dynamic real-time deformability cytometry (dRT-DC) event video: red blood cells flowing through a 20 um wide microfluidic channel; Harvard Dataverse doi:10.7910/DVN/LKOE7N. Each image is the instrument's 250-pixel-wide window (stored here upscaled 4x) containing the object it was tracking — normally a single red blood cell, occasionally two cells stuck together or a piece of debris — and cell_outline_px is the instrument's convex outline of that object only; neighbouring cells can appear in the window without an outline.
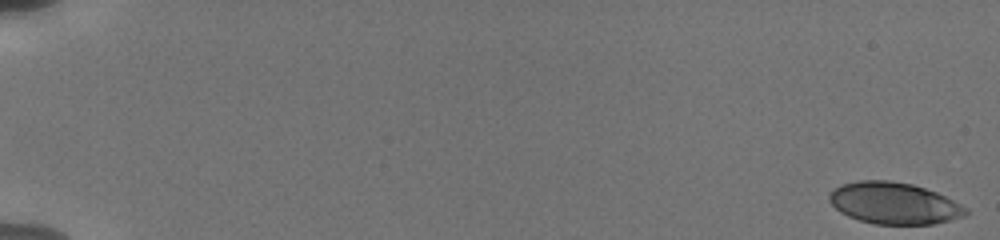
{"species": "human", "species_latin": "Homo sapiens", "temperature_condition": "cold", "stored_images_in_passage": 29, "camera_frame_rate_fps": 3000, "um_per_image_px": 0.085, "donor": {"sex": "male"}, "frame": {"image": 1, "passage_image": 1, "time_ms": 0.0, "image_size_px": [1000, 240], "cell_outline_px": [[968, 212], [964, 216], [932, 224], [876, 224], [860, 220], [848, 216], [840, 212], [828, 200], [828, 196], [836, 188], [844, 184], [860, 180], [888, 180], [912, 184], [936, 192], [968, 208]], "centroid_in_image_um": [75.99, 17.27], "position_along_channel_um": 9.0, "area_um2": 32.77}}
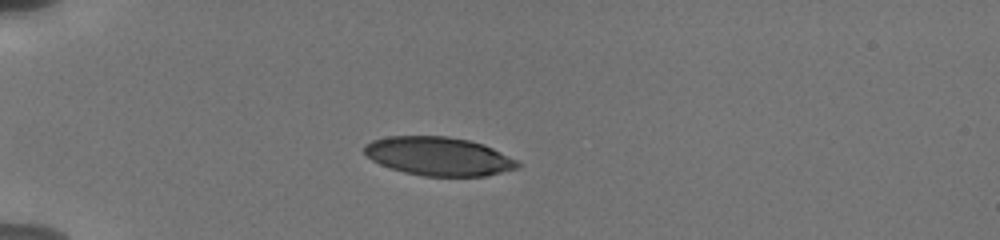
{"frame": {"image": 2, "passage_image": 17, "time_ms": 5.333, "image_size_px": [1000, 240], "cell_outline_px": [[520, 168], [484, 176], [424, 176], [404, 172], [380, 164], [372, 160], [364, 152], [364, 144], [372, 140], [388, 136], [448, 136], [468, 140], [484, 144], [516, 160], [520, 164]], "centroid_in_image_um": [37.28, 13.28], "position_along_channel_um": 47.7, "area_um2": 34.39}}
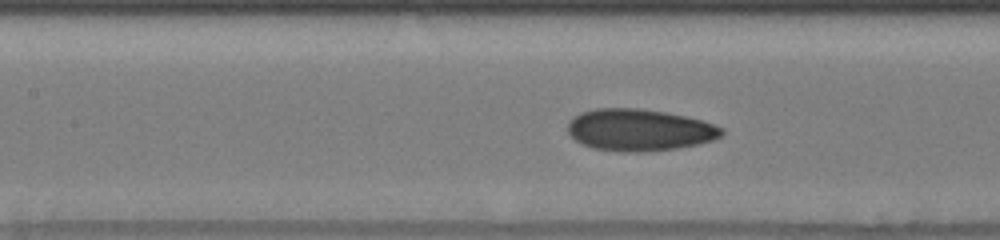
{"frame": {"image": 3, "passage_image": 27, "time_ms": 9.0, "image_size_px": [1000, 240], "cell_outline_px": [[724, 132], [720, 136], [712, 140], [696, 144], [676, 148], [644, 152], [620, 152], [592, 148], [576, 140], [568, 132], [568, 124], [572, 116], [580, 112], [596, 108], [640, 108], [664, 112], [684, 116], [700, 120], [724, 128]], "centroid_in_image_um": [54.3, 11.04], "position_along_channel_um": 153.1, "area_um2": 37.45}}